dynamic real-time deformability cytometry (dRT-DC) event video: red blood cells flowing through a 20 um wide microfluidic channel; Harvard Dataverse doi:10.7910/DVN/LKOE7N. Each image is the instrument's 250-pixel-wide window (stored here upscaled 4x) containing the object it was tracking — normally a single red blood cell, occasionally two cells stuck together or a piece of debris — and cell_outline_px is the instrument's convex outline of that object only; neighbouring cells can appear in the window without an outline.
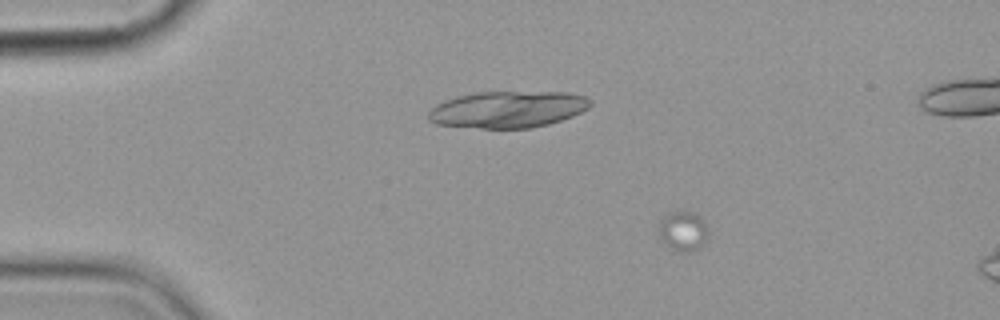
{"species": "common noctule bat (a hibernating species)", "species_latin": "Nyctalus noctula", "temperature_condition": "cold", "stored_images_in_passage": 4, "camera_frame_rate_fps": 3000, "um_per_image_px": 0.085, "animal": {"sex": "female", "body_mass_g": 19.9}, "frame": {"image": 1, "passage_image": 2, "time_ms": 2.0, "image_size_px": [1000, 320], "cell_outline_px": [[708, 236], [700, 248], [692, 252], [680, 252], [672, 248], [660, 240], [660, 220], [668, 212], [692, 212], [704, 220], [708, 232]], "centroid_in_image_um": [58.07, 19.66], "position_along_channel_um": 26.9, "area_um2": 11.39}}